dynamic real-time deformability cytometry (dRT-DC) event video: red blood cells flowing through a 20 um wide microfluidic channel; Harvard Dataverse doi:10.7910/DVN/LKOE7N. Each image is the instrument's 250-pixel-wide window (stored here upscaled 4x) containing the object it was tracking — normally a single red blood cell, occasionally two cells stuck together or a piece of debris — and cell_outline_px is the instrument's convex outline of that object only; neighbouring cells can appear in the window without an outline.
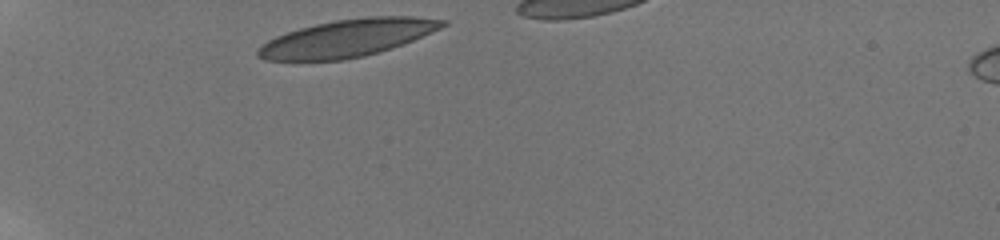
{"species": "human", "species_latin": "Homo sapiens", "temperature_condition": "room temperature", "stored_images_in_passage": 9, "camera_frame_rate_fps": 3000, "um_per_image_px": 0.085, "donor": {"sex": "male"}, "frame": {"image": 1, "passage_image": 1, "time_ms": 0.0, "image_size_px": [1000, 240], "cell_outline_px": [[448, 24], [440, 28], [412, 40], [364, 56], [344, 60], [264, 60], [256, 56], [256, 52], [268, 40], [276, 36], [300, 28], [316, 24], [336, 20], [364, 16], [412, 16], [448, 20]], "centroid_in_image_um": [29.52, 3.23], "position_along_channel_um": 55.5, "area_um2": 39.65}}